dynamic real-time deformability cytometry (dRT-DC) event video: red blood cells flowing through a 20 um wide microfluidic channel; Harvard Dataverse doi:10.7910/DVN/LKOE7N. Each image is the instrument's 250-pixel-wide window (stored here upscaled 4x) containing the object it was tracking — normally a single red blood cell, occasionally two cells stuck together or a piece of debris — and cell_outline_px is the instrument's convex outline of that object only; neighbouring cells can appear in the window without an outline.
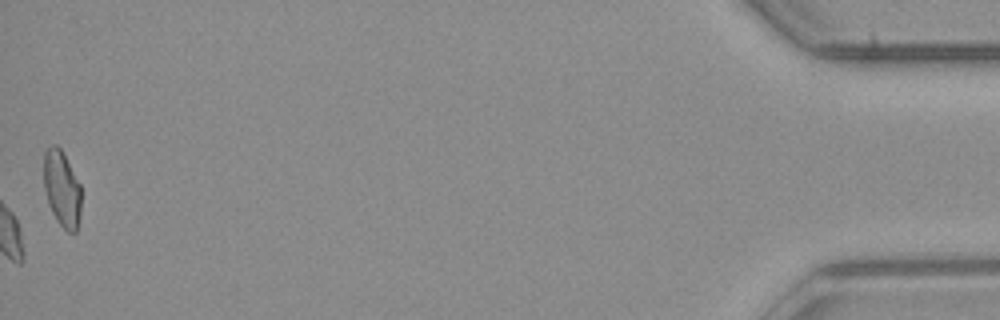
{"species": "common noctule bat (a hibernating species)", "species_latin": "Nyctalus noctula", "temperature_condition": "room temperature", "stored_images_in_passage": 54, "camera_frame_rate_fps": 3000, "um_per_image_px": 0.085, "animal": {"sex": "male", "body_mass_g": 23.1, "forearm_length_mm": 52.7}, "frame": {"image": 1, "passage_image": 54, "time_ms": 17.667, "image_size_px": [1000, 320], "cell_outline_px": [[80, 216], [76, 232], [68, 232], [56, 220], [48, 204], [44, 188], [44, 152], [52, 144], [56, 144], [60, 148], [80, 184]], "centroid_in_image_um": [5.25, 16.05], "position_along_channel_um": 430.0, "area_um2": 16.47}, "authors_computed_cell_mechanics": {"area_um2": 16.9065, "velocity_mm_per_s": 3.9485, "shape_relaxation_time_tau1_ms": 7.9811, "shape_relaxation_time_tau2_ms": 5.3711, "deformation_change_tau1": 0.1549, "deformation_change_tau2": 0.0887}}